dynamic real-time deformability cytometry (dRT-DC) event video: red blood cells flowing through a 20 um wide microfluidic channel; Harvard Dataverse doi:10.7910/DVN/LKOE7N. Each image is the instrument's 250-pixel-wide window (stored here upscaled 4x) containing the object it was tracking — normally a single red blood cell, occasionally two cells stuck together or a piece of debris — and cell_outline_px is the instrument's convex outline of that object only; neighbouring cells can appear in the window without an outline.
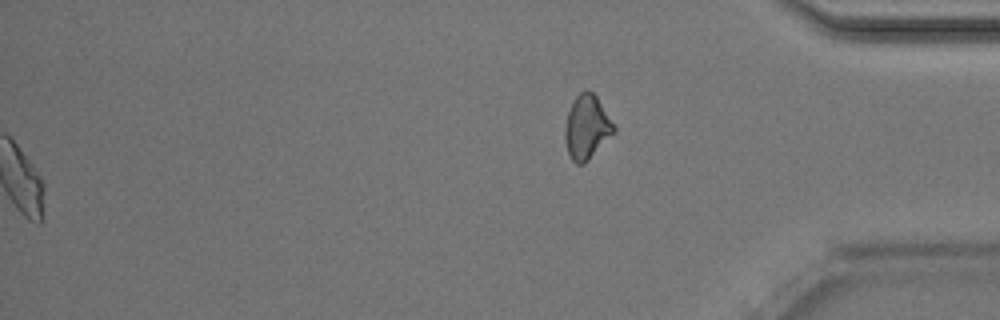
{"species": "Egyptian fruit bat (a non-hibernating species)", "species_latin": "Rousettus aegyptiacus", "temperature_condition": "room temperature", "stored_images_in_passage": 44, "segment_of_instrument_passage": [2, 2], "camera_frame_rate_fps": 3000, "um_per_image_px": 0.085, "animal": {"sex": "male"}, "frame": {"image": 1, "passage_image": 44, "time_ms": 14.333, "image_size_px": [1000, 320], "cell_outline_px": [[616, 132], [584, 164], [576, 164], [572, 160], [568, 152], [564, 136], [564, 128], [568, 112], [576, 96], [584, 88], [588, 88], [596, 96], [616, 128]], "centroid_in_image_um": [49.88, 10.81], "position_along_channel_um": 385.3, "area_um2": 18.21}}